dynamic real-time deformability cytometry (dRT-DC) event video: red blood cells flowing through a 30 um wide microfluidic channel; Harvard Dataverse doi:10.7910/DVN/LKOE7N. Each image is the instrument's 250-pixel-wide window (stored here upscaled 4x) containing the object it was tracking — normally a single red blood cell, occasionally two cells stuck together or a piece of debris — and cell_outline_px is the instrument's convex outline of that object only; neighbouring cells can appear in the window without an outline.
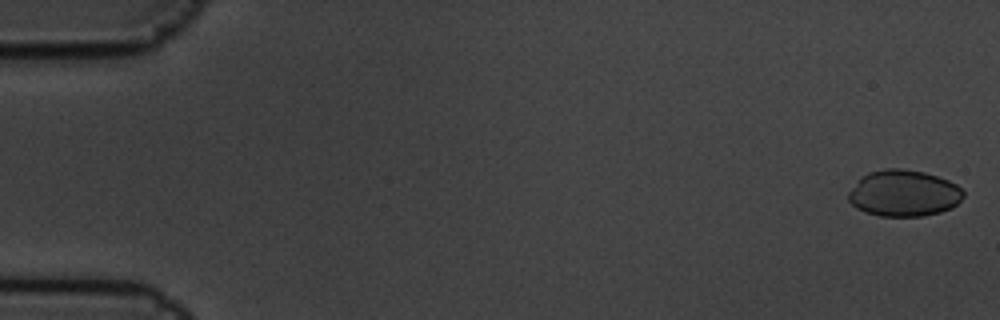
{"species": "common noctule bat (a hibernating species)", "species_latin": "Nyctalus noctula", "temperature_condition": "cold", "stored_images_in_passage": 6, "camera_frame_rate_fps": 3000, "um_per_image_px": 0.085, "animal": {"sex": "male", "body_mass_g": 19.5, "forearm_length_mm": 54.6}, "frame": {"image": 1, "passage_image": 1, "time_ms": 0.0, "image_size_px": [1000, 320], "cell_outline_px": [[964, 196], [952, 208], [940, 212], [924, 216], [880, 216], [864, 212], [856, 208], [848, 200], [848, 192], [860, 176], [868, 172], [884, 168], [900, 168], [924, 172], [948, 180], [956, 184], [964, 192]], "centroid_in_image_um": [76.79, 16.42], "position_along_channel_um": 8.2, "area_um2": 31.33}}